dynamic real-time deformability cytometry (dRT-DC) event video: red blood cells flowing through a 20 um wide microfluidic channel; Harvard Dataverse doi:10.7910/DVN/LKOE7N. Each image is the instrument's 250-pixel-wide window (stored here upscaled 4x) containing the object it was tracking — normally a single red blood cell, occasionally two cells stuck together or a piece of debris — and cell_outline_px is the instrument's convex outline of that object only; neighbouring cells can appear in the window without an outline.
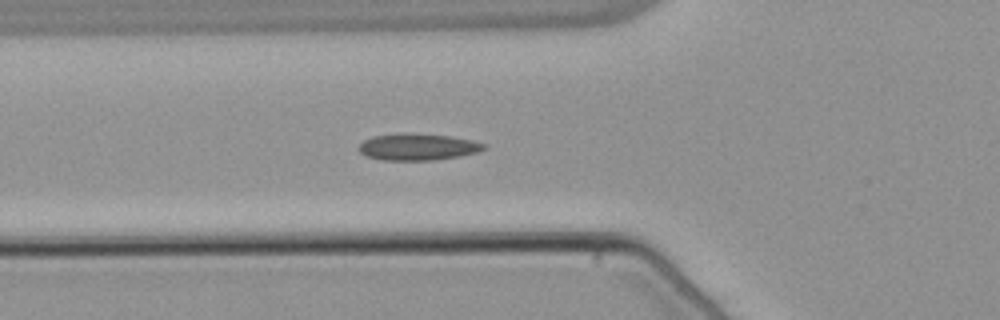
{"species": "common noctule bat (a hibernating species)", "species_latin": "Nyctalus noctula", "temperature_condition": "warm", "stored_images_in_passage": 54, "camera_frame_rate_fps": 3000, "um_per_image_px": 0.085, "animal": {"sex": "male", "body_mass_g": 21.5, "forearm_length_mm": 52.0}, "frame": {"image": 1, "passage_image": 19, "time_ms": 6.0, "image_size_px": [1000, 320], "cell_outline_px": [[488, 148], [476, 152], [460, 156], [436, 160], [380, 160], [368, 156], [360, 152], [360, 144], [364, 140], [372, 136], [400, 132], [404, 132], [448, 136], [472, 140], [484, 144]], "centroid_in_image_um": [35.5, 12.48], "position_along_channel_um": 90.3, "area_um2": 19.48}}
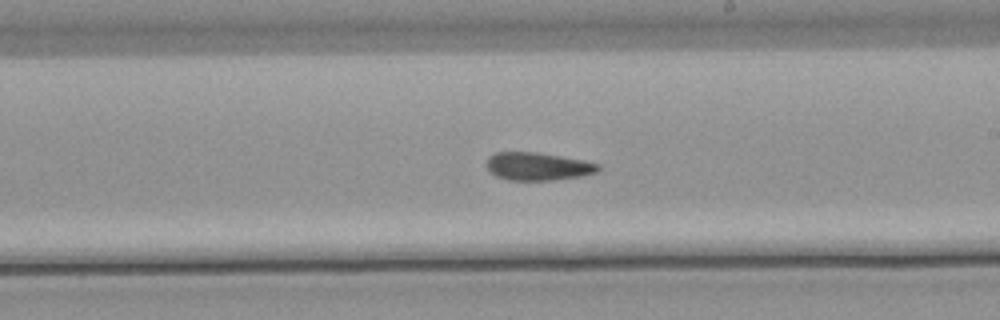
{"frame": {"image": 2, "passage_image": 31, "time_ms": 10.0, "image_size_px": [1000, 320], "cell_outline_px": [[600, 168], [596, 172], [580, 176], [552, 180], [508, 180], [496, 176], [488, 168], [488, 156], [496, 152], [536, 152], [584, 160], [600, 164]], "centroid_in_image_um": [45.73, 14.14], "position_along_channel_um": 243.3, "area_um2": 17.98}}
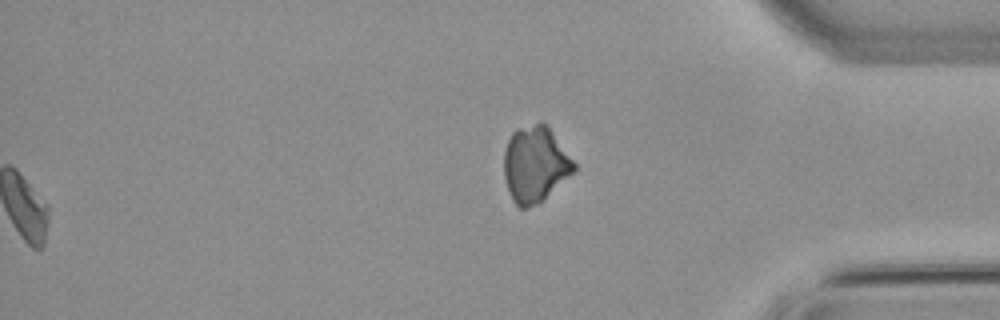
{"frame": {"image": 3, "passage_image": 54, "time_ms": 17.667, "image_size_px": [1000, 320], "cell_outline_px": [[576, 168], [544, 200], [528, 208], [520, 208], [516, 204], [508, 188], [504, 176], [504, 152], [508, 140], [512, 132], [516, 128], [540, 120], [552, 132], [576, 164]], "centroid_in_image_um": [45.47, 13.94], "position_along_channel_um": 389.7, "area_um2": 30.69}, "authors_computed_cell_mechanics": {"area_um2": 18.496, "velocity_mm_per_s": 3.8255, "shape_relaxation_time_tau1_ms": null, "shape_relaxation_time_tau2_ms": 3.4218, "deformation_change_tau1": null, "deformation_change_tau2": 0.0903}}